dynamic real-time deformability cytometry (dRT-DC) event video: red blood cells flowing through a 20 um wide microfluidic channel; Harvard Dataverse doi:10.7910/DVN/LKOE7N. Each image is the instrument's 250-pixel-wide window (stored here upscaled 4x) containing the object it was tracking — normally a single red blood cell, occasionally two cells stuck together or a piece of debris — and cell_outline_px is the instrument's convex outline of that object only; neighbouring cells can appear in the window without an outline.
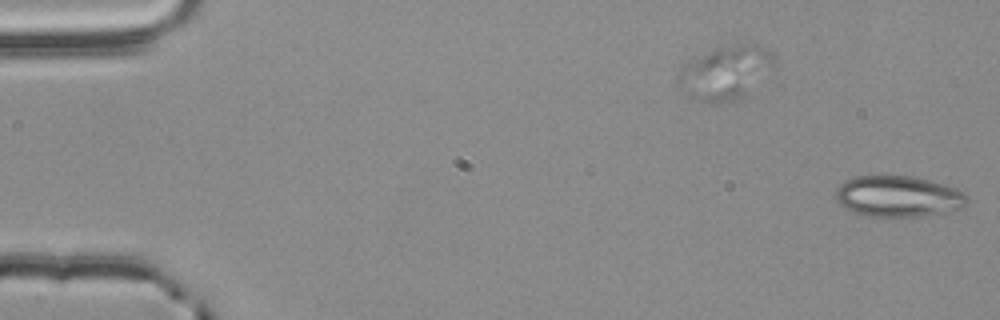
{"species": "common noctule bat (a hibernating species)", "species_latin": "Nyctalus noctula", "temperature_condition": "room temperature", "stored_images_in_passage": 7, "segment_of_instrument_passage": [2, 2], "camera_frame_rate_fps": 3000, "um_per_image_px": 0.085, "animal": {"sex": "male", "body_mass_g": 20.4}, "frame": {"image": 1, "passage_image": 7, "time_ms": 2.0, "image_size_px": [1000, 320], "cell_outline_px": [[968, 204], [964, 208], [944, 212], [920, 216], [868, 216], [852, 212], [840, 204], [836, 200], [836, 188], [844, 180], [856, 176], [912, 176], [944, 184], [956, 188], [964, 192], [968, 196]], "centroid_in_image_um": [76.36, 16.69], "position_along_channel_um": 8.6, "area_um2": 31.56}}